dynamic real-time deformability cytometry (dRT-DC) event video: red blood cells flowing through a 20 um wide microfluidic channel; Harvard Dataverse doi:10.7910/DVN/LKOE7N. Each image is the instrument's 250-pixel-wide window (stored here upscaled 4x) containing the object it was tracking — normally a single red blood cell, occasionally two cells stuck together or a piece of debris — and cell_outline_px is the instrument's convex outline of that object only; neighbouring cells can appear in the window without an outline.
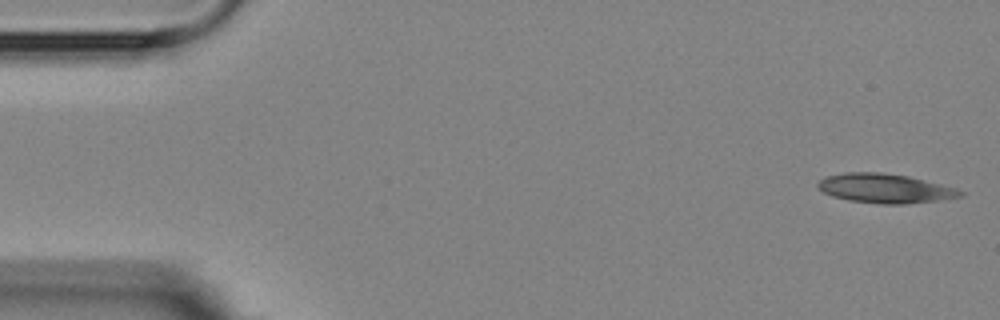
{"species": "Egyptian fruit bat (a non-hibernating species)", "species_latin": "Rousettus aegyptiacus", "temperature_condition": "room temperature", "stored_images_in_passage": 6, "camera_frame_rate_fps": 3000, "um_per_image_px": 0.085, "animal": {"sex": "female"}, "frame": {"image": 1, "passage_image": 1, "time_ms": 0.0, "image_size_px": [1000, 320], "cell_outline_px": [[964, 196], [936, 200], [904, 204], [880, 204], [848, 200], [832, 196], [816, 188], [816, 184], [824, 176], [844, 172], [884, 172], [908, 176], [956, 188], [964, 192]], "centroid_in_image_um": [75.17, 16.0], "position_along_channel_um": 9.8, "area_um2": 24.39}}
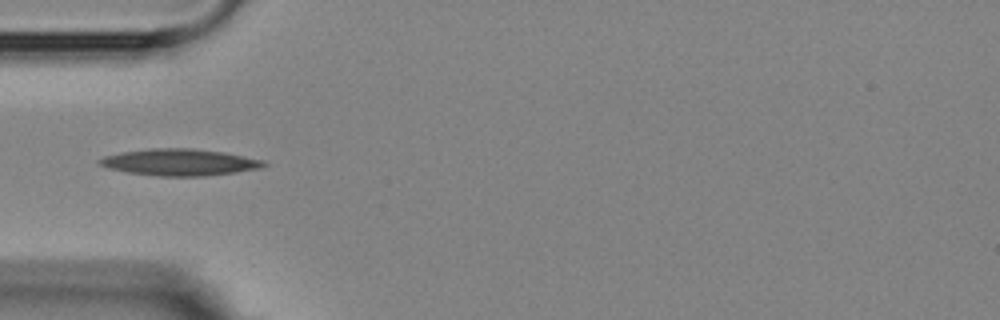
{"frame": {"image": 2, "passage_image": 5, "time_ms": 5.0, "image_size_px": [1000, 320], "cell_outline_px": [[268, 164], [264, 168], [236, 172], [204, 176], [160, 176], [128, 172], [108, 168], [100, 164], [96, 160], [104, 156], [124, 152], [152, 148], [192, 148], [224, 152], [264, 160]], "centroid_in_image_um": [15.32, 13.79], "position_along_channel_um": 69.7, "area_um2": 25.49}}
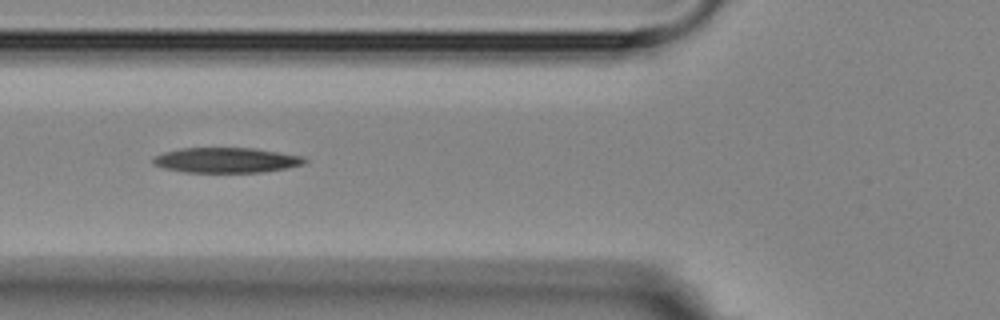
{"frame": {"image": 3, "passage_image": 6, "time_ms": 6.0, "image_size_px": [1000, 320], "cell_outline_px": [[308, 160], [304, 164], [288, 168], [260, 172], [184, 172], [164, 168], [152, 164], [152, 156], [164, 152], [180, 148], [256, 148], [304, 156]], "centroid_in_image_um": [19.23, 13.61], "position_along_channel_um": 106.6, "area_um2": 22.43}}